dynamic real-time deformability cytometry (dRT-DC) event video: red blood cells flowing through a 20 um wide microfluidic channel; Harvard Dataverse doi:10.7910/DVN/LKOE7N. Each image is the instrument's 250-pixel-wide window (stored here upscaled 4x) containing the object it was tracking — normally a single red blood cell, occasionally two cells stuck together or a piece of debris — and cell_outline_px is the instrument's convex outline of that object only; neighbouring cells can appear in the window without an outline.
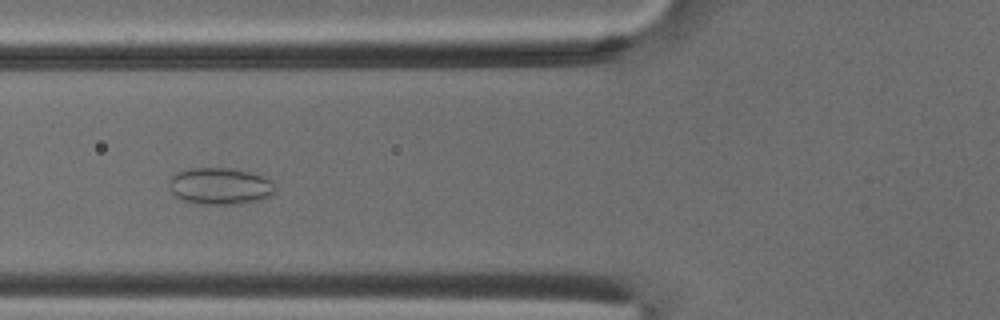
{"species": "common noctule bat (a hibernating species)", "species_latin": "Nyctalus noctula", "temperature_condition": "cold", "stored_images_in_passage": 41, "camera_frame_rate_fps": 3000, "um_per_image_px": 0.085, "animal": {"sex": "male", "body_mass_g": 18.8}, "frame": {"image": 1, "passage_image": 9, "time_ms": 2.667, "image_size_px": [1000, 320], "cell_outline_px": [[276, 192], [272, 196], [260, 200], [232, 204], [200, 204], [184, 200], [176, 196], [172, 192], [168, 184], [172, 176], [176, 172], [188, 168], [228, 168], [248, 172], [264, 176], [272, 184]], "centroid_in_image_um": [18.69, 15.82], "position_along_channel_um": 107.1, "area_um2": 22.6}}
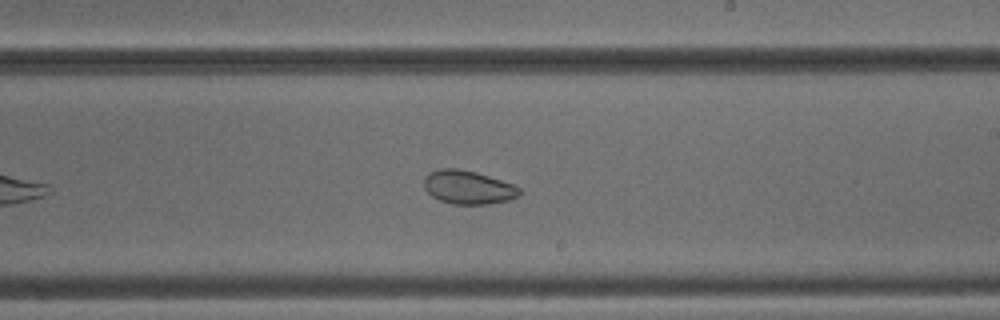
{"frame": {"image": 2, "passage_image": 20, "time_ms": 6.333, "image_size_px": [1000, 320], "cell_outline_px": [[520, 196], [508, 200], [488, 204], [452, 204], [440, 200], [432, 196], [424, 188], [424, 180], [428, 172], [440, 168], [456, 168], [476, 172], [512, 184], [520, 188]], "centroid_in_image_um": [39.77, 15.92], "position_along_channel_um": 249.2, "area_um2": 18.61}}
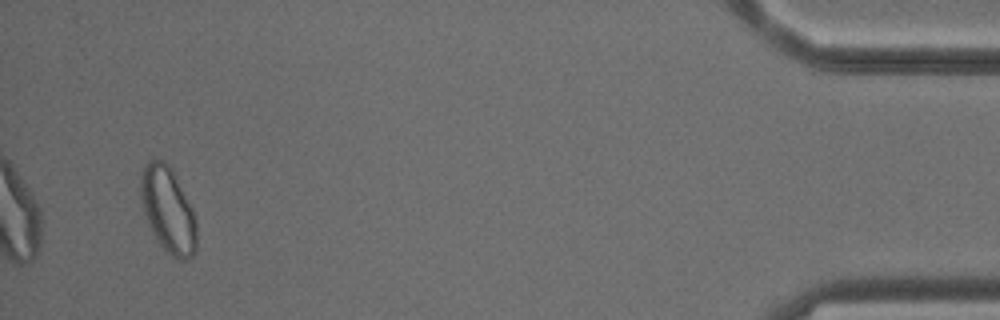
{"frame": {"image": 3, "passage_image": 39, "time_ms": 12.667, "image_size_px": [1000, 320], "cell_outline_px": [[196, 252], [192, 256], [184, 260], [180, 260], [164, 252], [156, 240], [148, 224], [140, 200], [140, 172], [144, 164], [148, 160], [164, 160], [172, 168], [196, 220]], "centroid_in_image_um": [14.24, 17.85], "position_along_channel_um": 421.0, "area_um2": 28.09}, "authors_computed_cell_mechanics": {"area_um2": 22.5998, "velocity_mm_per_s": 3.8711, "shape_relaxation_time_tau1_ms": null, "shape_relaxation_time_tau2_ms": 2.7159, "deformation_change_tau1": null, "deformation_change_tau2": 0.0601}}